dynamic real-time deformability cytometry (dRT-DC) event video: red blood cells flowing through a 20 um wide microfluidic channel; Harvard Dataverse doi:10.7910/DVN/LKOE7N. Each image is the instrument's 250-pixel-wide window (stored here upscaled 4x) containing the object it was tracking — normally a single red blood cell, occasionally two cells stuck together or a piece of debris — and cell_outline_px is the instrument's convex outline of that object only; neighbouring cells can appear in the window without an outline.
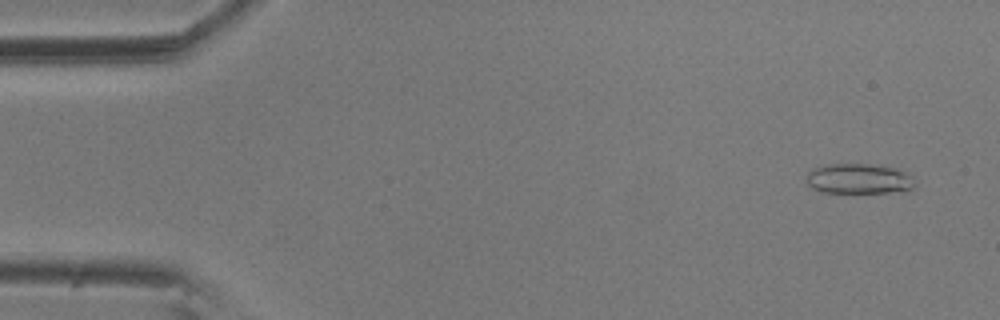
{"species": "common noctule bat (a hibernating species)", "species_latin": "Nyctalus noctula", "temperature_condition": "room temperature", "stored_images_in_passage": 56, "camera_frame_rate_fps": 3000, "um_per_image_px": 0.085, "animal": {"sex": "male", "body_mass_g": 20.5, "forearm_length_mm": 52.5}, "frame": {"image": 1, "passage_image": 3, "time_ms": 0.667, "image_size_px": [1000, 320], "cell_outline_px": [[916, 184], [912, 188], [888, 192], [824, 192], [812, 188], [808, 184], [808, 172], [812, 168], [824, 164], [868, 164], [900, 168], [912, 176]], "centroid_in_image_um": [73.01, 15.17], "position_along_channel_um": 12.0, "area_um2": 19.02}}
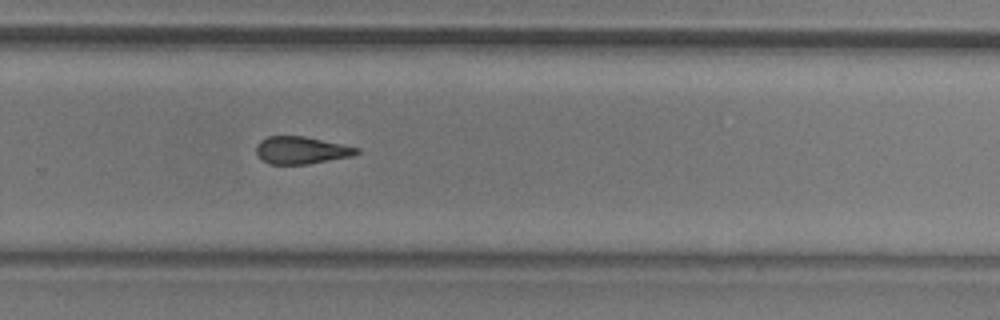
{"frame": {"image": 2, "passage_image": 37, "time_ms": 12.0, "image_size_px": [1000, 320], "cell_outline_px": [[360, 152], [352, 156], [308, 164], [268, 164], [256, 152], [256, 144], [260, 140], [268, 136], [304, 136], [360, 148]], "centroid_in_image_um": [25.61, 12.77], "position_along_channel_um": 304.2, "area_um2": 15.95}}
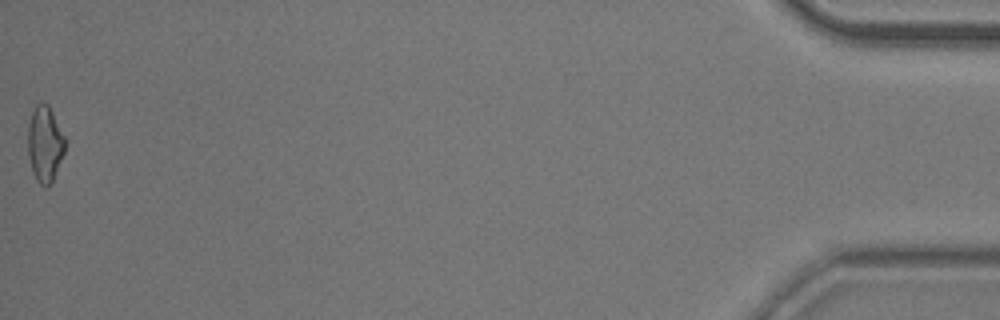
{"frame": {"image": 3, "passage_image": 56, "time_ms": 18.333, "image_size_px": [1000, 320], "cell_outline_px": [[64, 152], [52, 180], [48, 188], [44, 188], [36, 180], [32, 172], [28, 152], [28, 124], [32, 112], [36, 104], [48, 104], [64, 136]], "centroid_in_image_um": [3.79, 12.27], "position_along_channel_um": 431.4, "area_um2": 16.13}, "authors_computed_cell_mechanics": {"area_um2": 16.9932, "velocity_mm_per_s": 3.5814, "shape_relaxation_time_tau1_ms": null, "shape_relaxation_time_tau2_ms": 4.2356, "deformation_change_tau1": null, "deformation_change_tau2": 0.133}}